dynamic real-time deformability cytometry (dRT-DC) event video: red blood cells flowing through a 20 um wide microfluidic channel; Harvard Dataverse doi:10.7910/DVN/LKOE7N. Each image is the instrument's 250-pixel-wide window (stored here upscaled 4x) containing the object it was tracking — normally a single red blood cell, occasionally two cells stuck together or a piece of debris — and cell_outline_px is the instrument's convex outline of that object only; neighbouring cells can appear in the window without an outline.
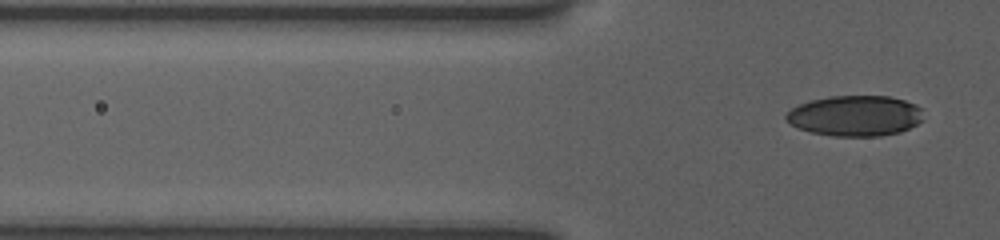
{"species": "human", "species_latin": "Homo sapiens", "temperature_condition": "room temperature", "stored_images_in_passage": 3, "segment_of_instrument_passage": [2, 2], "camera_frame_rate_fps": 3000, "um_per_image_px": 0.085, "donor": {"sex": "female"}, "frame": {"image": 1, "passage_image": 3, "time_ms": 2.0, "image_size_px": [1000, 240], "cell_outline_px": [[924, 120], [900, 132], [880, 136], [832, 136], [812, 132], [800, 128], [784, 120], [784, 116], [792, 108], [800, 104], [812, 100], [828, 96], [888, 96], [904, 100], [916, 104], [924, 108]], "centroid_in_image_um": [72.74, 9.84], "position_along_channel_um": 53.1, "area_um2": 32.66}}